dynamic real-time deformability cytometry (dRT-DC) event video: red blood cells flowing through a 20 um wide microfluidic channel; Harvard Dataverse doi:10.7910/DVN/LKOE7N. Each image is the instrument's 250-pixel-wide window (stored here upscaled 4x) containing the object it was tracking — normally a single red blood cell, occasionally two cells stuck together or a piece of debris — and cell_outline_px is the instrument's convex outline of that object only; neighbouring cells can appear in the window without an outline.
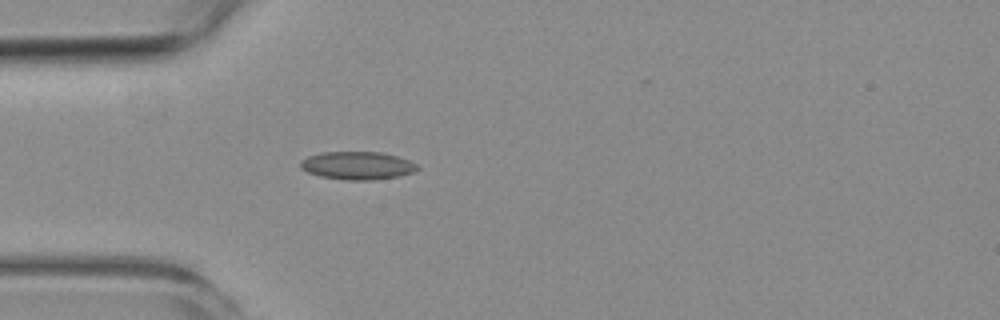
{"species": "common noctule bat (a hibernating species)", "species_latin": "Nyctalus noctula", "temperature_condition": "room temperature", "stored_images_in_passage": 4, "camera_frame_rate_fps": 3000, "um_per_image_px": 0.085, "animal": {"sex": "female", "body_mass_g": 19.3, "forearm_length_mm": 54.1}, "frame": {"image": 1, "passage_image": 4, "time_ms": 3.667, "image_size_px": [1000, 320], "cell_outline_px": [[420, 168], [416, 172], [400, 176], [368, 180], [344, 180], [320, 176], [308, 172], [300, 168], [300, 160], [308, 156], [320, 152], [380, 152], [396, 156], [408, 160], [416, 164]], "centroid_in_image_um": [30.37, 14.07], "position_along_channel_um": 54.6, "area_um2": 19.13}}